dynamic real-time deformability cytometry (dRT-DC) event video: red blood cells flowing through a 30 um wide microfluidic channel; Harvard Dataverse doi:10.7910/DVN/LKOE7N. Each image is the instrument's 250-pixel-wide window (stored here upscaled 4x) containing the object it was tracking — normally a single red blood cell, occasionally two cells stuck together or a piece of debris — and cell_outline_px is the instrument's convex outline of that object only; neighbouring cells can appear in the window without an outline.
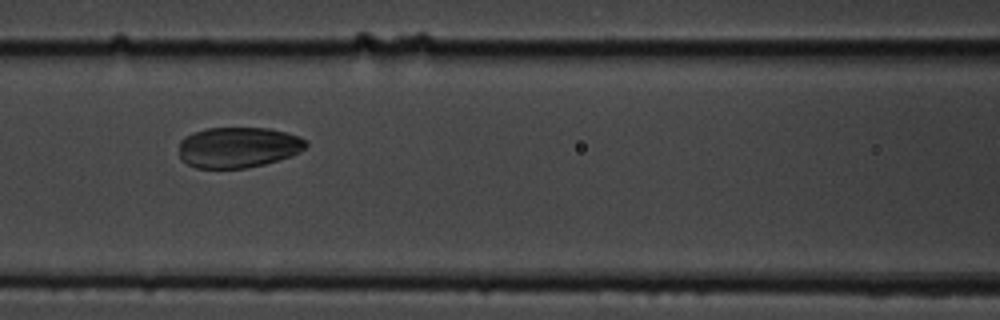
{"species": "common noctule bat (a hibernating species)", "species_latin": "Nyctalus noctula", "temperature_condition": "cold", "stored_images_in_passage": 6, "camera_frame_rate_fps": 3000, "um_per_image_px": 0.085, "animal": {"sex": "male", "body_mass_g": 19.5, "forearm_length_mm": 54.6}, "frame": {"image": 1, "passage_image": 6, "time_ms": 5.667, "image_size_px": [1000, 320], "cell_outline_px": [[308, 144], [300, 152], [292, 156], [264, 164], [244, 168], [196, 168], [188, 164], [180, 156], [180, 140], [184, 136], [192, 132], [204, 128], [268, 128], [300, 136], [308, 140]], "centroid_in_image_um": [20.26, 12.51], "position_along_channel_um": 146.3, "area_um2": 30.23}}